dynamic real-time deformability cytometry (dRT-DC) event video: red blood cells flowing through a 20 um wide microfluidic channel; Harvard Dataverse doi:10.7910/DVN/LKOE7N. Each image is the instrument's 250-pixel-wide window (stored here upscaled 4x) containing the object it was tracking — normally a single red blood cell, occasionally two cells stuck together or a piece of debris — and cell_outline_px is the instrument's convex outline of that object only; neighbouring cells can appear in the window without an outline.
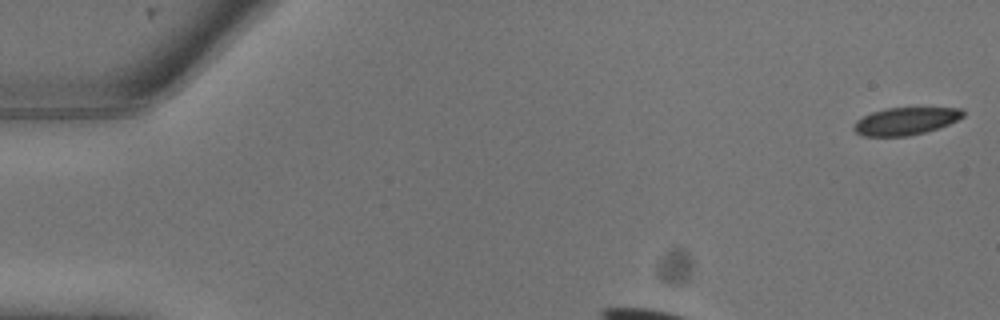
{"species": "common noctule bat (a hibernating species)", "species_latin": "Nyctalus noctula", "temperature_condition": "warm", "stored_images_in_passage": 6, "camera_frame_rate_fps": 3000, "um_per_image_px": 0.085, "animal": {"sex": "male", "body_mass_g": 13.3}, "frame": {"image": 1, "passage_image": 1, "time_ms": 0.0, "image_size_px": [1000, 320], "cell_outline_px": [[964, 116], [948, 124], [924, 132], [908, 136], [864, 136], [856, 132], [852, 128], [856, 120], [872, 112], [884, 108], [916, 104], [960, 108], [964, 112]], "centroid_in_image_um": [77.01, 10.22], "position_along_channel_um": 8.0, "area_um2": 18.38}}
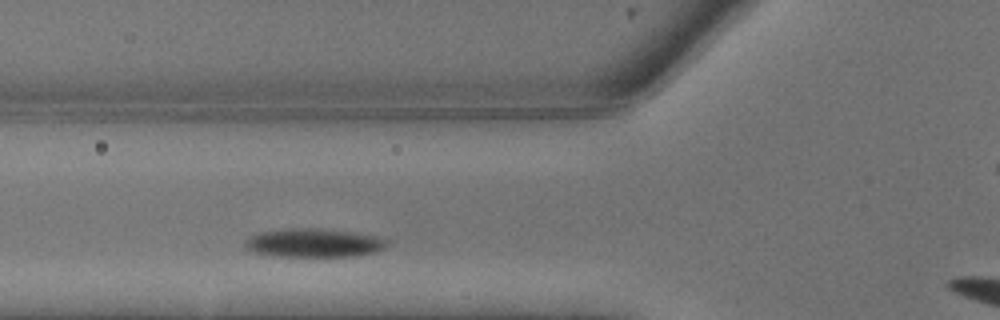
{"frame": {"image": 2, "passage_image": 6, "time_ms": 1.667, "image_size_px": [1000, 320], "cell_outline_px": [[388, 244], [384, 248], [376, 252], [352, 256], [272, 256], [252, 252], [244, 248], [244, 240], [248, 236], [260, 232], [288, 228], [320, 228], [376, 236], [388, 240]], "centroid_in_image_um": [26.6, 20.65], "position_along_channel_um": 99.2, "area_um2": 23.81}}